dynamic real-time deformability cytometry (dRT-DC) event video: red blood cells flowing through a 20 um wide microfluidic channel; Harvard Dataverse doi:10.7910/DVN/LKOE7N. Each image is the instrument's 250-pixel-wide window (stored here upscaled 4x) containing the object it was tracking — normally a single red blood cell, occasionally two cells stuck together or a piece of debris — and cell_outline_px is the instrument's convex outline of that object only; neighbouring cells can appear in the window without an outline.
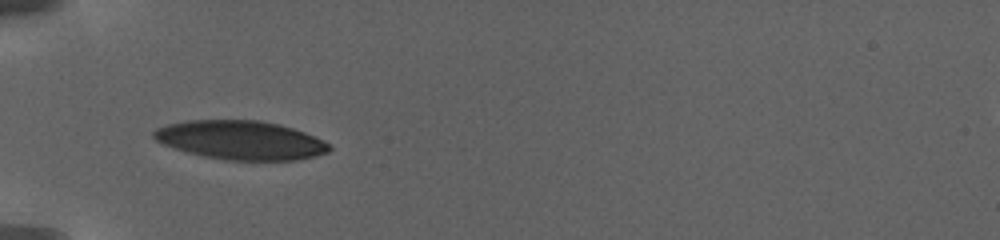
{"species": "human", "species_latin": "Homo sapiens", "temperature_condition": "warm", "stored_images_in_passage": 15, "camera_frame_rate_fps": 3000, "um_per_image_px": 0.085, "donor": {"sex": "female"}, "frame": {"image": 1, "passage_image": 1, "time_ms": 0.0, "image_size_px": [1000, 240], "cell_outline_px": [[332, 148], [328, 152], [316, 156], [296, 160], [224, 160], [204, 156], [188, 152], [164, 144], [156, 140], [152, 136], [152, 132], [156, 128], [168, 124], [188, 120], [260, 120], [280, 124], [304, 132], [324, 140]], "centroid_in_image_um": [20.47, 11.91], "position_along_channel_um": 64.5, "area_um2": 39.71}}
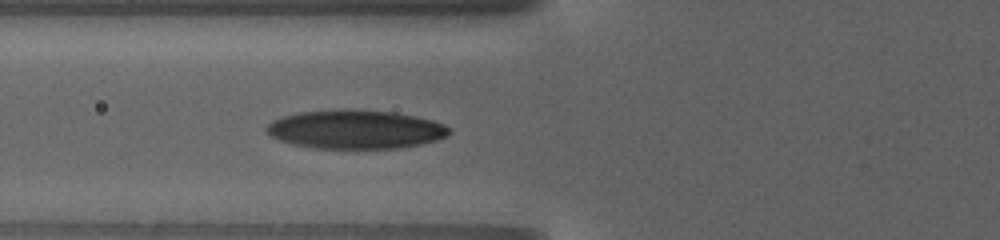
{"frame": {"image": 2, "passage_image": 11, "time_ms": 1.333, "image_size_px": [1000, 240], "cell_outline_px": [[452, 132], [436, 140], [420, 144], [400, 148], [312, 148], [292, 144], [280, 140], [272, 136], [264, 128], [272, 120], [280, 116], [300, 112], [344, 108], [392, 112], [432, 120], [444, 124]], "centroid_in_image_um": [30.17, 10.99], "position_along_channel_um": 95.6, "area_um2": 41.27}}